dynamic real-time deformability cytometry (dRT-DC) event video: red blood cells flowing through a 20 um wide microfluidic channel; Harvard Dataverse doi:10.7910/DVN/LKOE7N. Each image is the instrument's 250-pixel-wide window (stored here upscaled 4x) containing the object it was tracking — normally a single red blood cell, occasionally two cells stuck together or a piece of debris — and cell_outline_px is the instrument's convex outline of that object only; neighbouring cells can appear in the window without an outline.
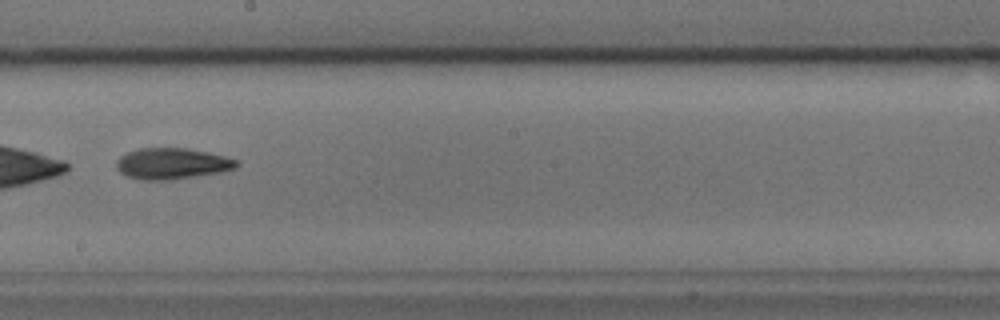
{"species": "common noctule bat (a hibernating species)", "species_latin": "Nyctalus noctula", "temperature_condition": "cold", "stored_images_in_passage": 51, "camera_frame_rate_fps": 3000, "um_per_image_px": 0.085, "animal": {"sex": "male", "body_mass_g": 17.9, "forearm_length_mm": 54.2}, "frame": {"image": 1, "passage_image": 29, "time_ms": 9.333, "image_size_px": [1000, 320], "cell_outline_px": [[240, 164], [236, 168], [220, 172], [168, 180], [140, 180], [128, 176], [120, 172], [116, 168], [116, 160], [120, 156], [128, 152], [140, 148], [188, 148], [208, 152], [240, 160]], "centroid_in_image_um": [14.63, 13.9], "position_along_channel_um": 233.6, "area_um2": 21.85}}